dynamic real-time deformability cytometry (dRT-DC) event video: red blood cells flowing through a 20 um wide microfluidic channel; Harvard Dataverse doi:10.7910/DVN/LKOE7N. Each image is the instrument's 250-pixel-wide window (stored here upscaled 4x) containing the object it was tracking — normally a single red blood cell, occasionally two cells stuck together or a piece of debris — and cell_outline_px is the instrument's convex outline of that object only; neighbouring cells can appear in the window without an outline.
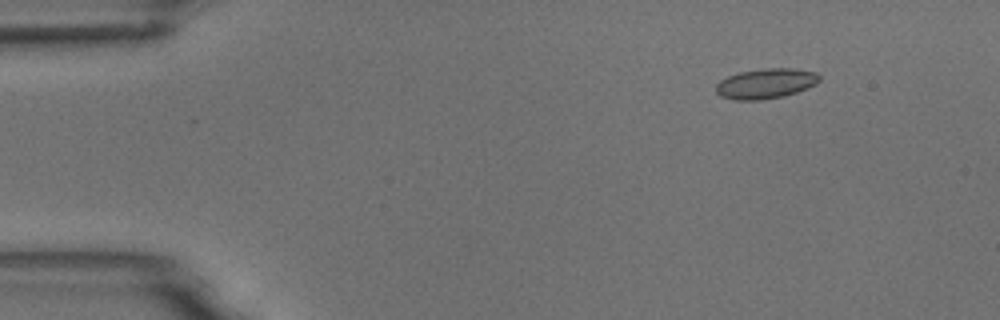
{"species": "common noctule bat (a hibernating species)", "species_latin": "Nyctalus noctula", "temperature_condition": "room temperature", "stored_images_in_passage": 5, "segment_of_instrument_passage": [2, 2], "camera_frame_rate_fps": 3000, "um_per_image_px": 0.085, "animal": {"sex": "male", "body_mass_g": 18.8}, "frame": {"image": 1, "passage_image": 5, "time_ms": 5.667, "image_size_px": [1000, 320], "cell_outline_px": [[820, 80], [816, 84], [796, 92], [784, 96], [760, 100], [736, 100], [720, 96], [716, 92], [716, 84], [720, 80], [728, 76], [740, 72], [764, 68], [792, 68], [816, 72], [820, 76]], "centroid_in_image_um": [65.09, 7.1], "position_along_channel_um": 19.9, "area_um2": 18.15}}